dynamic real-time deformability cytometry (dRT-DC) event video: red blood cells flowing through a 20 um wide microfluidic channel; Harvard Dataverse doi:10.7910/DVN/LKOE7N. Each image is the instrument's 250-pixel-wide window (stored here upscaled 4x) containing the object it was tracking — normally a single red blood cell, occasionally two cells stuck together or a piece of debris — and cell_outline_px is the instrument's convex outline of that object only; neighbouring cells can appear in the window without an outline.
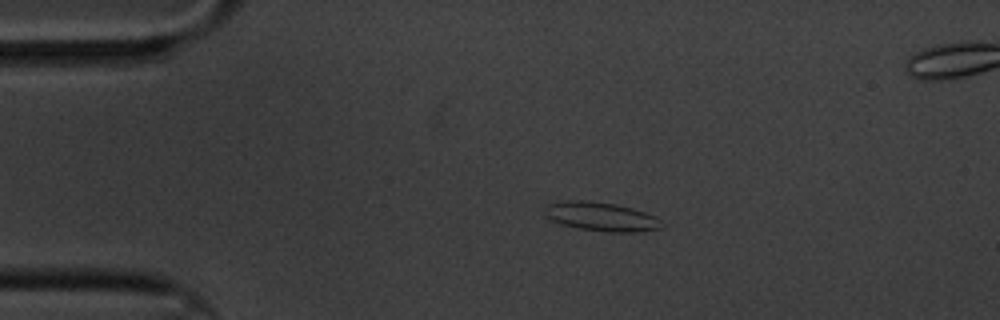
{"species": "common noctule bat (a hibernating species)", "species_latin": "Nyctalus noctula", "temperature_condition": "cold", "stored_images_in_passage": 50, "segment_of_instrument_passage": [1, 2], "camera_frame_rate_fps": 3000, "um_per_image_px": 0.085, "animal": {"sex": "male", "body_mass_g": 20.1, "forearm_length_mm": 53.5}, "frame": {"image": 1, "passage_image": 1, "time_ms": 0.0, "image_size_px": [1000, 320], "cell_outline_px": [[664, 224], [660, 228], [640, 232], [608, 232], [580, 228], [564, 224], [552, 220], [544, 212], [544, 208], [548, 204], [568, 200], [584, 200], [616, 204], [632, 208], [656, 216]], "centroid_in_image_um": [51.14, 18.41], "position_along_channel_um": 33.9, "area_um2": 19.54}}
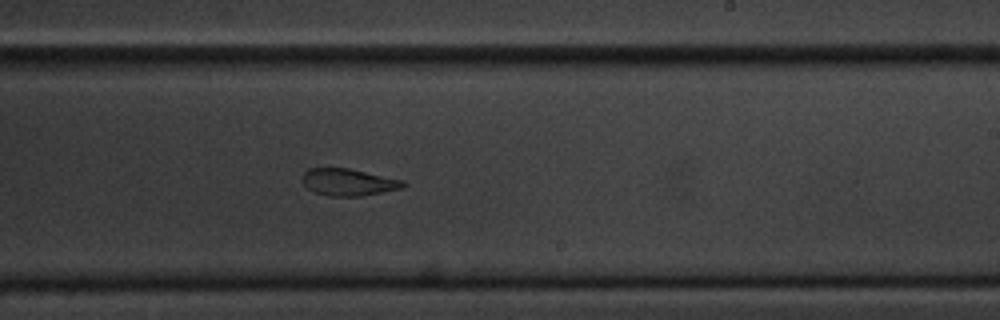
{"frame": {"image": 2, "passage_image": 25, "time_ms": 8.0, "image_size_px": [1000, 320], "cell_outline_px": [[408, 184], [404, 188], [360, 196], [328, 196], [316, 192], [308, 188], [304, 184], [304, 172], [308, 168], [348, 168], [404, 180]], "centroid_in_image_um": [29.67, 15.48], "position_along_channel_um": 259.3, "area_um2": 15.78}}
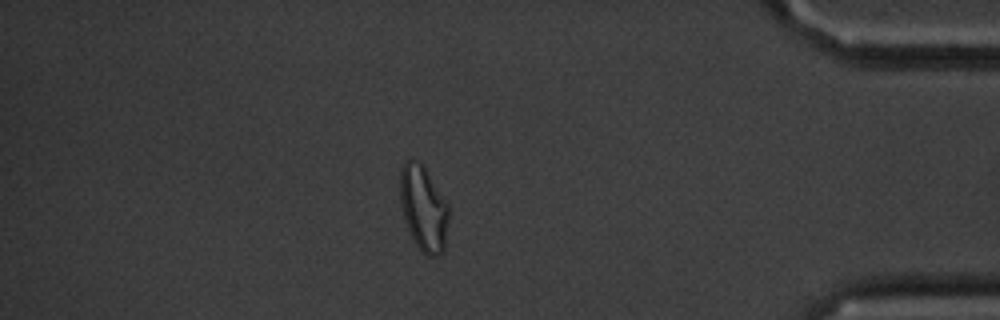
{"frame": {"image": 3, "passage_image": 41, "time_ms": 13.333, "image_size_px": [1000, 320], "cell_outline_px": [[448, 220], [444, 248], [436, 256], [428, 256], [416, 244], [408, 228], [400, 204], [400, 168], [404, 160], [412, 156], [424, 164], [448, 204]], "centroid_in_image_um": [35.98, 17.59], "position_along_channel_um": 399.2, "area_um2": 24.28}}